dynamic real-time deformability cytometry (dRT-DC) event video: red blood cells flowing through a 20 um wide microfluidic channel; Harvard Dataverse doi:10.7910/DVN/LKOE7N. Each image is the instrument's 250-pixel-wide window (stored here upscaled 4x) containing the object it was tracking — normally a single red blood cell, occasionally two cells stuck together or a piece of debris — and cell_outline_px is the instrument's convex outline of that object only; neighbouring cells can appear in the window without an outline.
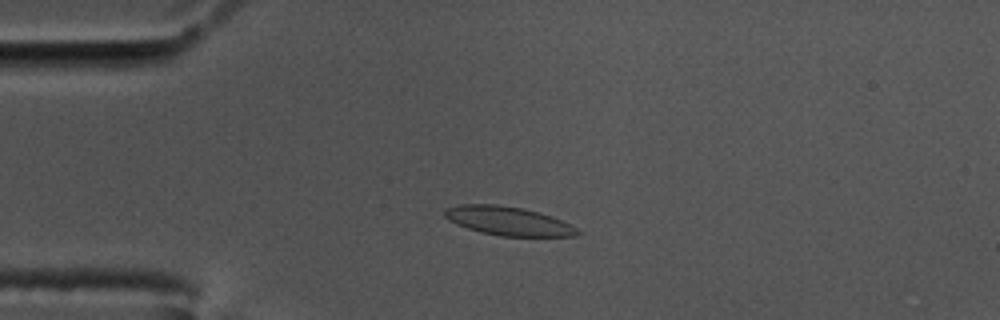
{"species": "common noctule bat (a hibernating species)", "species_latin": "Nyctalus noctula", "temperature_condition": "cold", "stored_images_in_passage": 57, "camera_frame_rate_fps": 3000, "um_per_image_px": 0.085, "animal": {"sex": "male", "body_mass_g": 17.5, "forearm_length_mm": 52.3}, "frame": {"image": 1, "passage_image": 13, "time_ms": 4.0, "image_size_px": [1000, 320], "cell_outline_px": [[580, 232], [576, 236], [500, 236], [480, 232], [456, 224], [448, 220], [444, 216], [444, 208], [460, 204], [496, 204], [520, 208], [540, 212], [552, 216], [576, 228]], "centroid_in_image_um": [43.15, 18.78], "position_along_channel_um": 41.9, "area_um2": 22.2}}
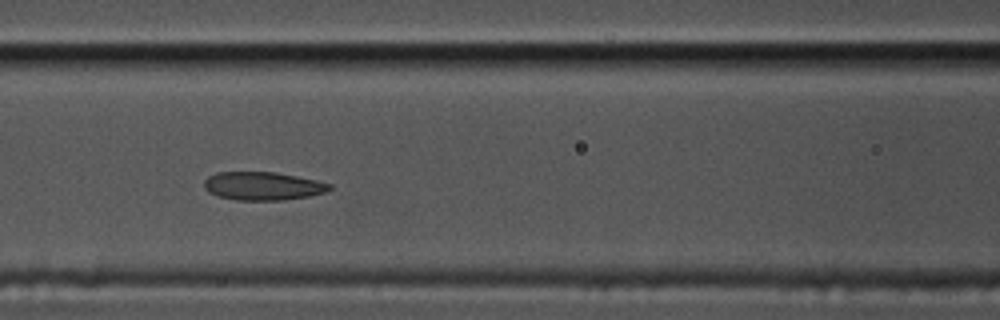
{"frame": {"image": 2, "passage_image": 24, "time_ms": 7.667, "image_size_px": [1000, 320], "cell_outline_px": [[332, 188], [324, 192], [308, 196], [284, 200], [236, 200], [216, 196], [208, 192], [204, 188], [204, 180], [208, 176], [216, 172], [276, 172], [316, 180], [332, 184]], "centroid_in_image_um": [22.3, 15.81], "position_along_channel_um": 144.3, "area_um2": 20.75}}
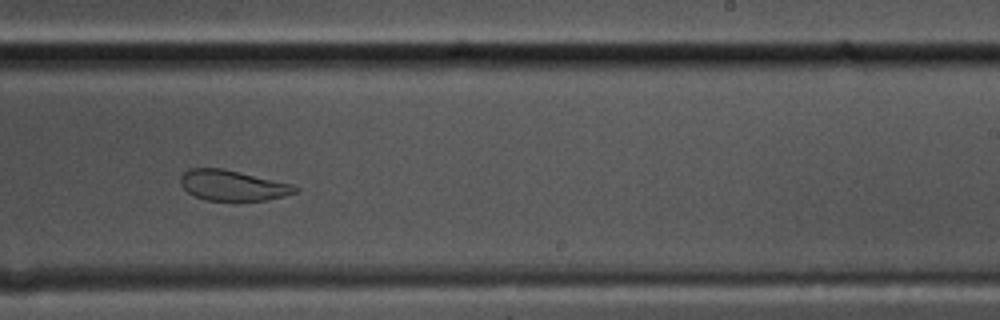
{"frame": {"image": 3, "passage_image": 35, "time_ms": 11.333, "image_size_px": [1000, 320], "cell_outline_px": [[300, 188], [296, 192], [284, 196], [268, 200], [208, 200], [196, 196], [188, 192], [180, 184], [180, 176], [188, 168], [224, 168], [292, 184]], "centroid_in_image_um": [19.77, 15.75], "position_along_channel_um": 269.2, "area_um2": 20.29}, "authors_computed_cell_mechanics": {"area_um2": 22.1374, "velocity_mm_per_s": 3.4199, "shape_relaxation_time_tau1_ms": null, "shape_relaxation_time_tau2_ms": 1.6314, "deformation_change_tau1": null, "deformation_change_tau2": 0.0648}}